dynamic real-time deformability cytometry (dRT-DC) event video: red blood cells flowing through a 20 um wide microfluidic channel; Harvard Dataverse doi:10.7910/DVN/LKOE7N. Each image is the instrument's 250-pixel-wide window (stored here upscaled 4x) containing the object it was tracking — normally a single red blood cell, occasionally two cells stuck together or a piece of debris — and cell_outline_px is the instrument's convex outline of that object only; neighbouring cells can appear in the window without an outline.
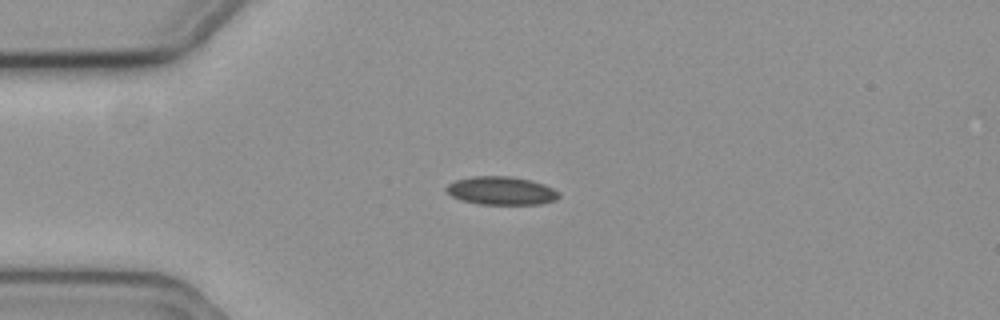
{"species": "common noctule bat (a hibernating species)", "species_latin": "Nyctalus noctula", "temperature_condition": "cold", "stored_images_in_passage": 7, "camera_frame_rate_fps": 3000, "um_per_image_px": 0.085, "animal": {"sex": "female", "body_mass_g": 19.3, "forearm_length_mm": 54.1}, "frame": {"image": 1, "passage_image": 4, "time_ms": 1.0, "image_size_px": [1000, 320], "cell_outline_px": [[560, 196], [556, 200], [540, 204], [480, 204], [460, 200], [452, 196], [444, 188], [448, 184], [456, 180], [472, 176], [508, 176], [532, 180], [544, 184], [560, 192]], "centroid_in_image_um": [42.62, 16.21], "position_along_channel_um": 42.4, "area_um2": 18.61}}
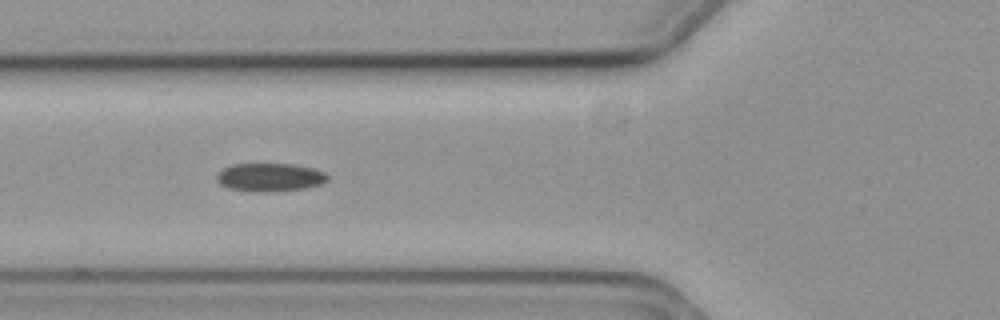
{"frame": {"image": 2, "passage_image": 6, "time_ms": 1.667, "image_size_px": [1000, 320], "cell_outline_px": [[328, 180], [324, 184], [304, 188], [264, 192], [256, 192], [228, 188], [220, 184], [216, 180], [216, 176], [224, 168], [232, 164], [296, 164], [316, 168], [324, 172], [328, 176]], "centroid_in_image_um": [22.98, 15.06], "position_along_channel_um": 102.8, "area_um2": 18.38}}